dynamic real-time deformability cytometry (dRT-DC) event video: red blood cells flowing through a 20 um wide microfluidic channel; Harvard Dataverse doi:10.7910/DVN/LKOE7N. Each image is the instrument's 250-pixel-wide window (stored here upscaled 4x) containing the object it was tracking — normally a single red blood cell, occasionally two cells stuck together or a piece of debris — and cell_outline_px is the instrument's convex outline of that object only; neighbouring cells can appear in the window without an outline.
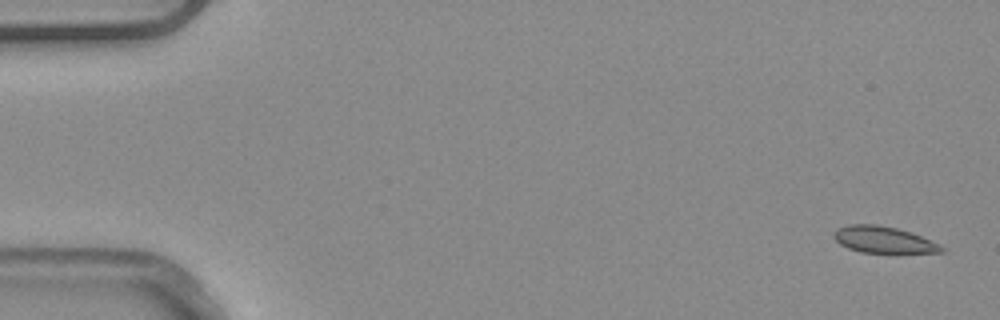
{"species": "common noctule bat (a hibernating species)", "species_latin": "Nyctalus noctula", "temperature_condition": "warm", "stored_images_in_passage": 52, "camera_frame_rate_fps": 3000, "um_per_image_px": 0.085, "animal": {"sex": "male", "body_mass_g": 20.4}, "frame": {"image": 1, "passage_image": 1, "time_ms": 0.0, "image_size_px": [1000, 320], "cell_outline_px": [[944, 252], [896, 256], [860, 252], [848, 248], [840, 244], [832, 236], [836, 228], [848, 224], [876, 224], [896, 228], [912, 232], [940, 244], [944, 248]], "centroid_in_image_um": [75.16, 20.44], "position_along_channel_um": 9.8, "area_um2": 17.8}}
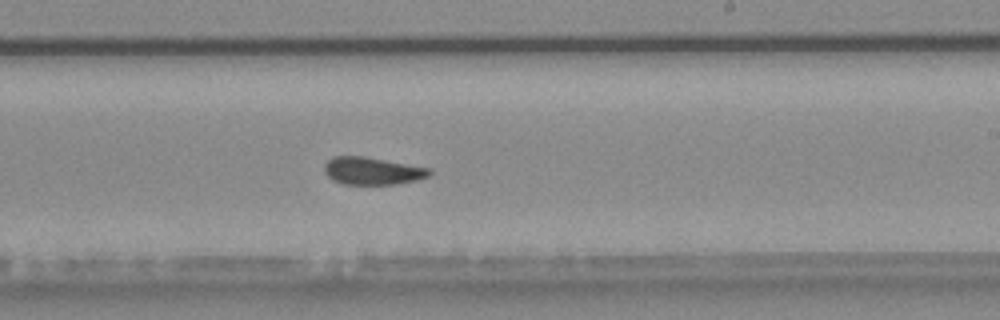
{"frame": {"image": 2, "passage_image": 31, "time_ms": 10.0, "image_size_px": [1000, 320], "cell_outline_px": [[432, 172], [428, 176], [416, 180], [396, 184], [344, 184], [332, 180], [324, 172], [324, 164], [332, 156], [364, 156], [432, 168]], "centroid_in_image_um": [31.64, 14.52], "position_along_channel_um": 257.4, "area_um2": 16.94}}
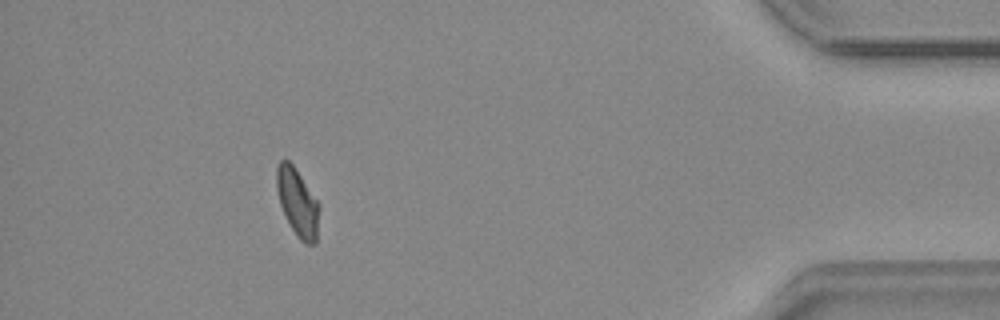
{"frame": {"image": 3, "passage_image": 47, "time_ms": 15.333, "image_size_px": [1000, 320], "cell_outline_px": [[320, 208], [316, 244], [304, 244], [300, 240], [292, 228], [280, 204], [276, 188], [276, 168], [280, 160], [288, 160], [292, 164], [320, 204]], "centroid_in_image_um": [25.3, 17.22], "position_along_channel_um": 409.9, "area_um2": 16.7}}